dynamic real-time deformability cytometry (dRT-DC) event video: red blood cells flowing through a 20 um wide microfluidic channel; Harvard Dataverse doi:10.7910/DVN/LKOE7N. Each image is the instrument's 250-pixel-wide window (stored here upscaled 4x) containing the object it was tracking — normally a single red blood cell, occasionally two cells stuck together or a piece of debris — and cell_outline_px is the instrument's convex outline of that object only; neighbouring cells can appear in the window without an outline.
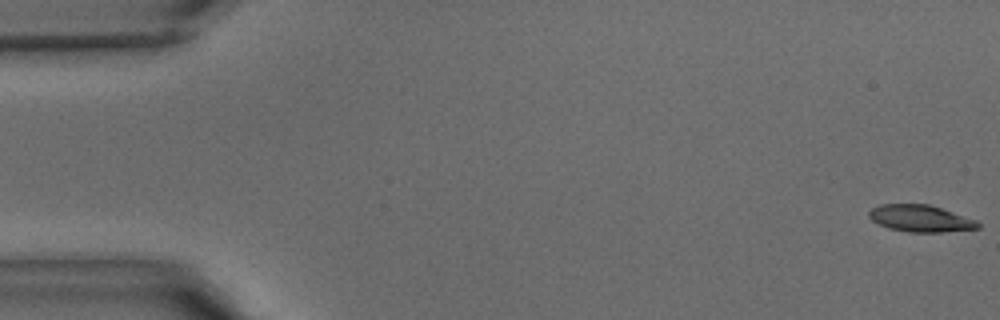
{"species": "common noctule bat (a hibernating species)", "species_latin": "Nyctalus noctula", "temperature_condition": "warm", "stored_images_in_passage": 7, "camera_frame_rate_fps": 3000, "um_per_image_px": 0.085, "animal": {"sex": "male", "body_mass_g": 15.6}, "frame": {"image": 1, "passage_image": 1, "time_ms": 0.0, "image_size_px": [1000, 320], "cell_outline_px": [[980, 228], [940, 232], [908, 232], [888, 228], [872, 220], [868, 216], [868, 212], [872, 208], [880, 204], [928, 204], [976, 220], [980, 224]], "centroid_in_image_um": [78.21, 18.57], "position_along_channel_um": 6.8, "area_um2": 16.88}}